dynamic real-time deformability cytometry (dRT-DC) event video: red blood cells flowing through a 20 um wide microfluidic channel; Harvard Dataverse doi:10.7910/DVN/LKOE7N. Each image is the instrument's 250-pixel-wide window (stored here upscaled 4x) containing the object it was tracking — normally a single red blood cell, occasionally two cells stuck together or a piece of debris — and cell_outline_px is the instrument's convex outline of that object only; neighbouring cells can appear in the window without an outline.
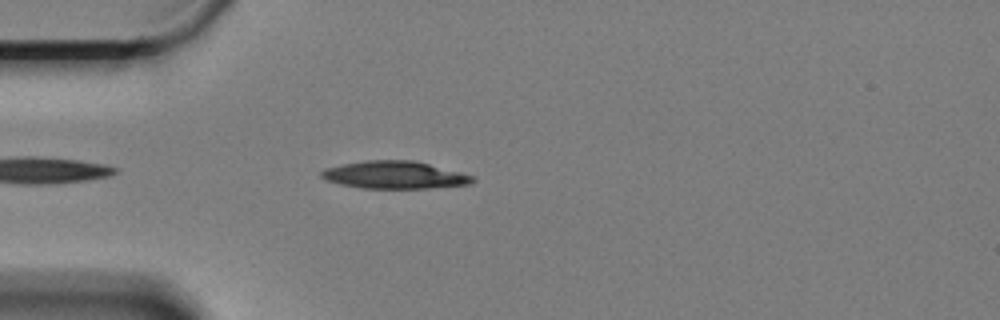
{"species": "Egyptian fruit bat (a non-hibernating species)", "species_latin": "Rousettus aegyptiacus", "temperature_condition": "cold", "stored_images_in_passage": 22, "camera_frame_rate_fps": 3000, "um_per_image_px": 0.085, "animal": {"sex": "female"}, "frame": {"image": 1, "passage_image": 5, "time_ms": 1.333, "image_size_px": [1000, 320], "cell_outline_px": [[476, 180], [472, 184], [428, 188], [360, 188], [340, 184], [324, 180], [320, 176], [320, 172], [324, 168], [364, 160], [412, 160], [476, 176]], "centroid_in_image_um": [33.53, 14.87], "position_along_channel_um": 51.5, "area_um2": 24.33}}
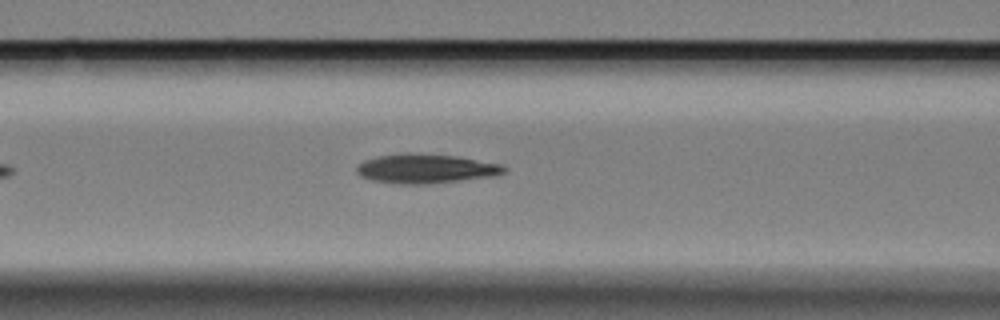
{"frame": {"image": 2, "passage_image": 13, "time_ms": 4.0, "image_size_px": [1000, 320], "cell_outline_px": [[508, 168], [504, 172], [496, 176], [424, 184], [400, 184], [372, 180], [360, 176], [356, 172], [356, 168], [364, 160], [376, 156], [404, 152], [408, 152], [456, 156], [500, 164]], "centroid_in_image_um": [36.16, 14.32], "position_along_channel_um": 130.4, "area_um2": 25.2}}
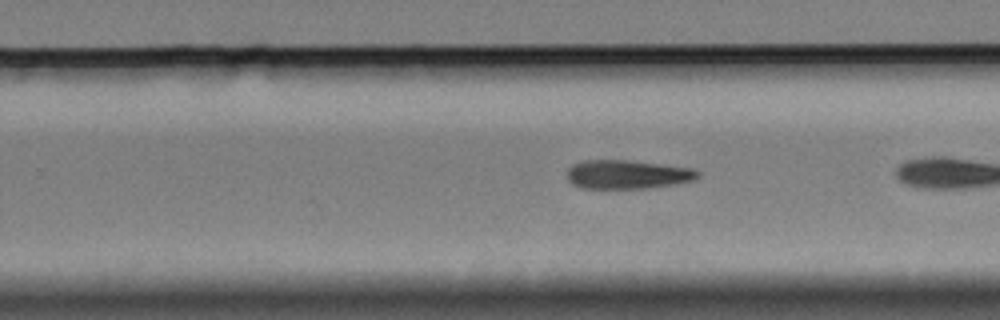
{"frame": {"image": 3, "passage_image": 20, "time_ms": 6.333, "image_size_px": [1000, 320], "cell_outline_px": [[700, 176], [696, 180], [676, 184], [648, 188], [580, 188], [572, 184], [568, 180], [568, 168], [572, 164], [584, 160], [628, 160], [692, 168], [700, 172]], "centroid_in_image_um": [53.34, 14.83], "position_along_channel_um": 276.5, "area_um2": 22.08}}